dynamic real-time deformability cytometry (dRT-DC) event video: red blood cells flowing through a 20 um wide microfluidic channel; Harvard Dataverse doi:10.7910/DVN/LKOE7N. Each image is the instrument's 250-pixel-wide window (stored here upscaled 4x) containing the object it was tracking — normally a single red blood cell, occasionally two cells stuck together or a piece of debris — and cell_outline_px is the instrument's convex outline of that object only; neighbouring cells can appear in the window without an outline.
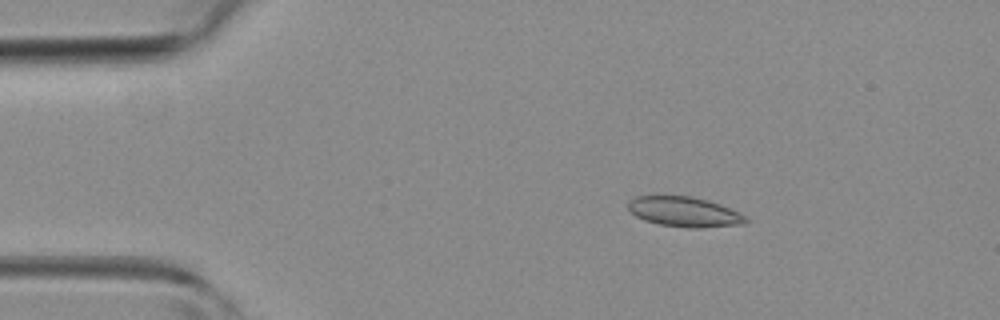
{"species": "common noctule bat (a hibernating species)", "species_latin": "Nyctalus noctula", "temperature_condition": "room temperature", "stored_images_in_passage": 45, "camera_frame_rate_fps": 3000, "um_per_image_px": 0.085, "animal": {"sex": "female", "body_mass_g": 19.3, "forearm_length_mm": 54.1}, "frame": {"image": 1, "passage_image": 7, "time_ms": 2.0, "image_size_px": [1000, 320], "cell_outline_px": [[748, 220], [744, 224], [700, 228], [688, 228], [660, 224], [644, 220], [636, 216], [628, 208], [628, 200], [636, 196], [656, 192], [692, 196], [708, 200], [720, 204], [740, 212], [748, 216]], "centroid_in_image_um": [58.13, 17.95], "position_along_channel_um": 26.9, "area_um2": 21.5}}
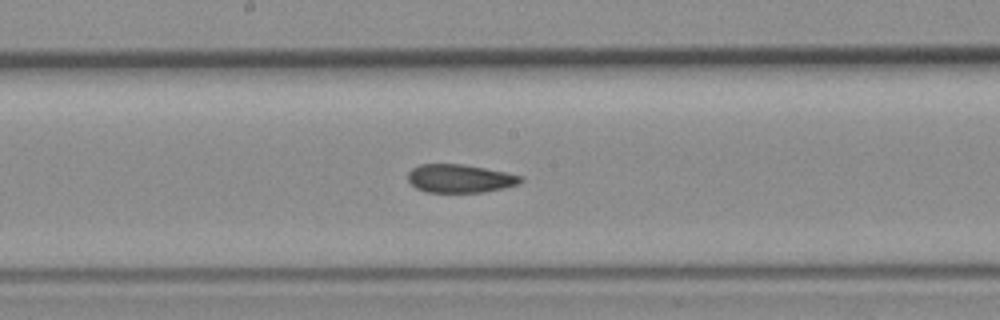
{"frame": {"image": 2, "passage_image": 23, "time_ms": 7.333, "image_size_px": [1000, 320], "cell_outline_px": [[524, 180], [516, 184], [504, 188], [484, 192], [428, 192], [416, 188], [408, 180], [408, 172], [412, 168], [420, 164], [464, 164], [524, 176]], "centroid_in_image_um": [39.09, 15.17], "position_along_channel_um": 209.1, "area_um2": 18.55}}
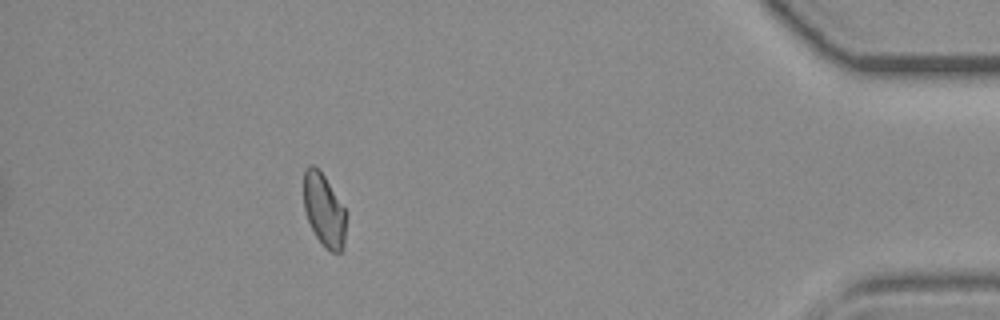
{"frame": {"image": 3, "passage_image": 40, "time_ms": 13.0, "image_size_px": [1000, 320], "cell_outline_px": [[348, 212], [344, 244], [340, 252], [332, 252], [324, 248], [316, 236], [308, 220], [304, 208], [304, 168], [308, 164], [312, 164], [320, 168]], "centroid_in_image_um": [27.57, 17.82], "position_along_channel_um": 407.6, "area_um2": 18.55}}